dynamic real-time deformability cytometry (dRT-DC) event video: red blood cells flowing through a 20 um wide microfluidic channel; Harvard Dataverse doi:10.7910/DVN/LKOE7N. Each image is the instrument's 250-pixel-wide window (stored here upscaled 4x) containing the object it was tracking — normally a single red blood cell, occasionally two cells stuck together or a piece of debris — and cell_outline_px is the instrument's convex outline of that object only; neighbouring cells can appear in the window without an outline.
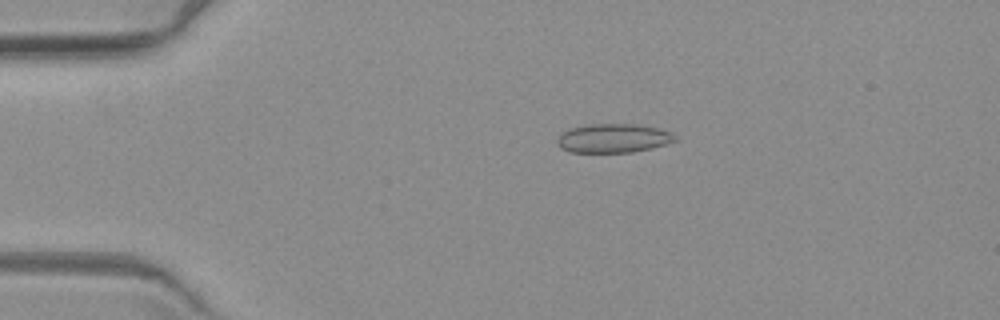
{"species": "common noctule bat (a hibernating species)", "species_latin": "Nyctalus noctula", "temperature_condition": "warm", "stored_images_in_passage": 5, "camera_frame_rate_fps": 3000, "um_per_image_px": 0.085, "animal": {"sex": "female", "body_mass_g": 19.3, "forearm_length_mm": 54.1}, "frame": {"image": 1, "passage_image": 3, "time_ms": 2.667, "image_size_px": [1000, 320], "cell_outline_px": [[676, 140], [652, 148], [632, 152], [572, 152], [560, 148], [556, 144], [556, 140], [560, 132], [568, 128], [588, 124], [636, 124], [656, 128], [668, 132], [676, 136]], "centroid_in_image_um": [52.04, 11.74], "position_along_channel_um": 33.0, "area_um2": 19.88}}